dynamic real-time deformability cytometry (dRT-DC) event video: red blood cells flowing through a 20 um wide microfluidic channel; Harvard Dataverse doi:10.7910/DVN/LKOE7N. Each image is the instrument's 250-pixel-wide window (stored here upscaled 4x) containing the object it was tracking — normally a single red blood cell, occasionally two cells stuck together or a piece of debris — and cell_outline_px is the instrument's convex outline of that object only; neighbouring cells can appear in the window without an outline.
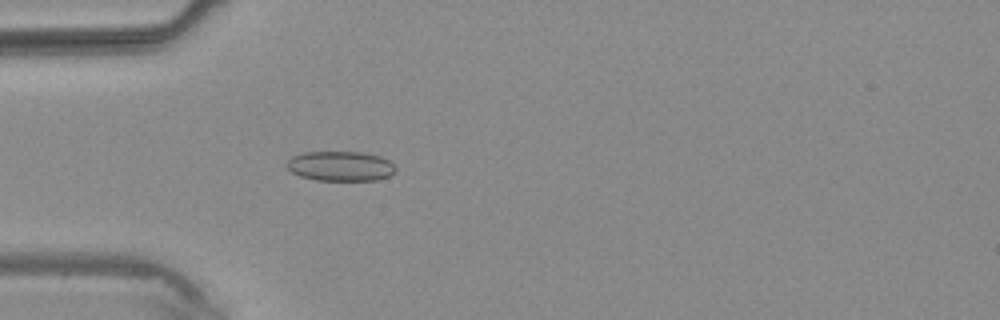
{"species": "common noctule bat (a hibernating species)", "species_latin": "Nyctalus noctula", "temperature_condition": "warm", "stored_images_in_passage": 3, "camera_frame_rate_fps": 3000, "um_per_image_px": 0.085, "animal": {"sex": "male", "body_mass_g": 20.4}, "frame": {"image": 1, "passage_image": 3, "time_ms": 2.333, "image_size_px": [1000, 320], "cell_outline_px": [[396, 172], [388, 176], [376, 180], [316, 180], [300, 176], [292, 172], [284, 164], [292, 156], [304, 152], [360, 152], [380, 156], [388, 160], [396, 168]], "centroid_in_image_um": [28.92, 14.12], "position_along_channel_um": 56.1, "area_um2": 18.9}}